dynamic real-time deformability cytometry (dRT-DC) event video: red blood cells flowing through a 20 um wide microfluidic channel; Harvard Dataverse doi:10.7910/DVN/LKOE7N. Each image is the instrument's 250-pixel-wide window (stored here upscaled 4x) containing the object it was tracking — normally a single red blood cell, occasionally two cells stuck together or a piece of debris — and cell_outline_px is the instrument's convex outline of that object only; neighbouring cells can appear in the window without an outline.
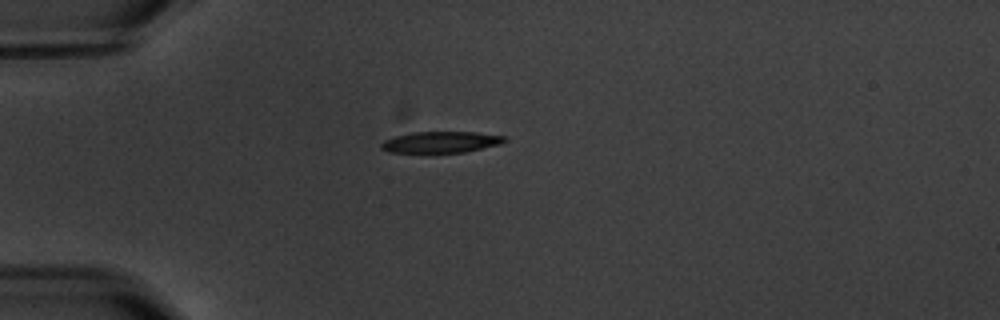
{"species": "common noctule bat (a hibernating species)", "species_latin": "Nyctalus noctula", "temperature_condition": "warm", "stored_images_in_passage": 2, "camera_frame_rate_fps": 3000, "um_per_image_px": 0.085, "animal": {"sex": "male", "body_mass_g": 20.1, "forearm_length_mm": 53.5}, "frame": {"image": 1, "passage_image": 1, "time_ms": 0.0, "image_size_px": [1000, 320], "cell_outline_px": [[508, 140], [500, 144], [464, 152], [392, 152], [380, 148], [380, 144], [384, 140], [392, 136], [412, 132], [476, 132], [504, 136]], "centroid_in_image_um": [37.46, 12.06], "position_along_channel_um": 47.5, "area_um2": 15.2}}